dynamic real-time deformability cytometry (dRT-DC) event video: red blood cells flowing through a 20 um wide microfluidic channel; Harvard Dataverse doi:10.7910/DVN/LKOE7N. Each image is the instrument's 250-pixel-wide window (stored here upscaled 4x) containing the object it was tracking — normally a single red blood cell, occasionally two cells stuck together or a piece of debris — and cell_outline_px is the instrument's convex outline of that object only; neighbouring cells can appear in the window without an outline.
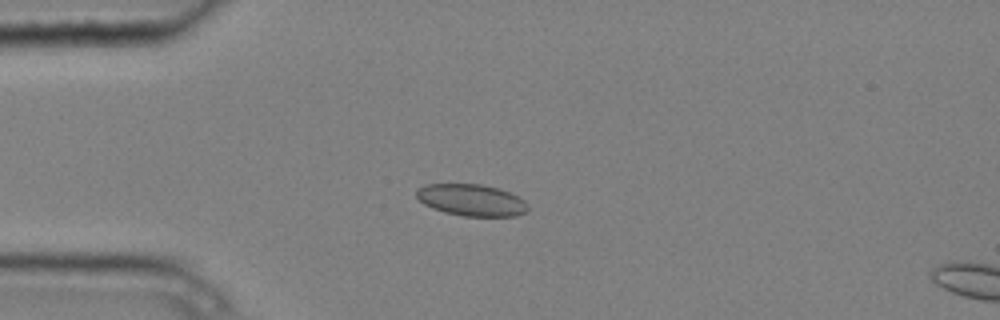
{"species": "common noctule bat (a hibernating species)", "species_latin": "Nyctalus noctula", "temperature_condition": "cold", "stored_images_in_passage": 4, "camera_frame_rate_fps": 3000, "um_per_image_px": 0.085, "animal": {"sex": "male", "body_mass_g": 20.4}, "frame": {"image": 1, "passage_image": 3, "time_ms": 0.667, "image_size_px": [1000, 320], "cell_outline_px": [[528, 212], [516, 216], [464, 216], [444, 212], [432, 208], [424, 204], [416, 196], [416, 188], [424, 184], [480, 184], [500, 188], [524, 200], [528, 204]], "centroid_in_image_um": [40.07, 17.0], "position_along_channel_um": 44.9, "area_um2": 20.75}}